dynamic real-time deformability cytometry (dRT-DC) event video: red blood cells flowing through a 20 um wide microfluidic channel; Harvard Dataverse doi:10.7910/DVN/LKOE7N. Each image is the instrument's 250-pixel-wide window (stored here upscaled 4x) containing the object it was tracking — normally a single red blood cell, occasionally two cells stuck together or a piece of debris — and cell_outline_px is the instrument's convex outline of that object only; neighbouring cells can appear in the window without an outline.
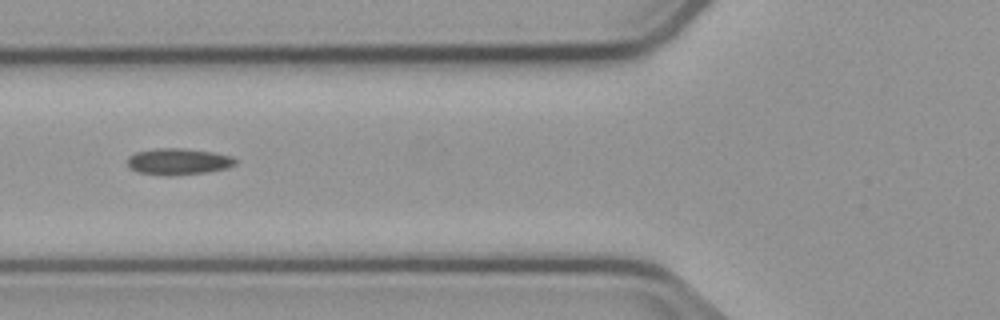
{"species": "common noctule bat (a hibernating species)", "species_latin": "Nyctalus noctula", "temperature_condition": "cold", "stored_images_in_passage": 7, "camera_frame_rate_fps": 3000, "um_per_image_px": 0.085, "animal": {"sex": "male", "body_mass_g": 23.1, "forearm_length_mm": 52.7}, "frame": {"image": 1, "passage_image": 5, "time_ms": 4.667, "image_size_px": [1000, 320], "cell_outline_px": [[236, 164], [224, 168], [204, 172], [140, 172], [132, 168], [128, 164], [128, 156], [136, 152], [156, 148], [184, 148], [212, 152], [232, 156], [236, 160]], "centroid_in_image_um": [15.19, 13.65], "position_along_channel_um": 110.6, "area_um2": 15.43}}
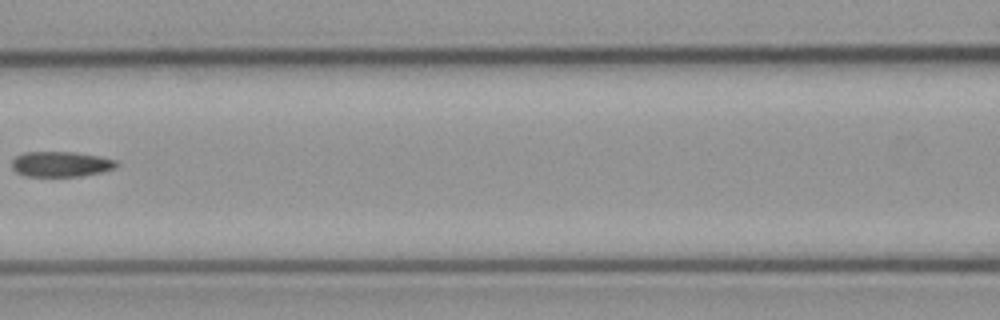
{"frame": {"image": 2, "passage_image": 6, "time_ms": 6.0, "image_size_px": [1000, 320], "cell_outline_px": [[116, 168], [100, 172], [80, 176], [24, 176], [16, 172], [12, 168], [12, 160], [16, 156], [24, 152], [72, 152], [96, 156], [116, 160]], "centroid_in_image_um": [5.12, 13.95], "position_along_channel_um": 161.5, "area_um2": 15.26}}
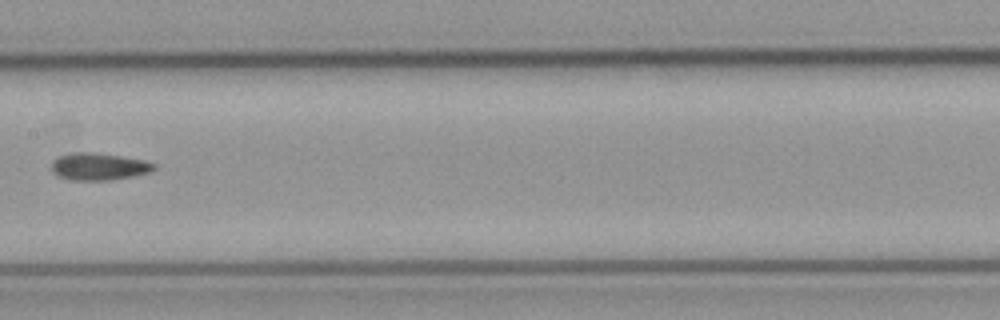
{"frame": {"image": 3, "passage_image": 7, "time_ms": 7.0, "image_size_px": [1000, 320], "cell_outline_px": [[156, 168], [148, 172], [132, 176], [108, 180], [72, 180], [60, 176], [52, 172], [52, 160], [60, 156], [76, 152], [92, 152], [120, 156], [144, 160], [156, 164]], "centroid_in_image_um": [8.39, 14.15], "position_along_channel_um": 199.0, "area_um2": 16.01}}